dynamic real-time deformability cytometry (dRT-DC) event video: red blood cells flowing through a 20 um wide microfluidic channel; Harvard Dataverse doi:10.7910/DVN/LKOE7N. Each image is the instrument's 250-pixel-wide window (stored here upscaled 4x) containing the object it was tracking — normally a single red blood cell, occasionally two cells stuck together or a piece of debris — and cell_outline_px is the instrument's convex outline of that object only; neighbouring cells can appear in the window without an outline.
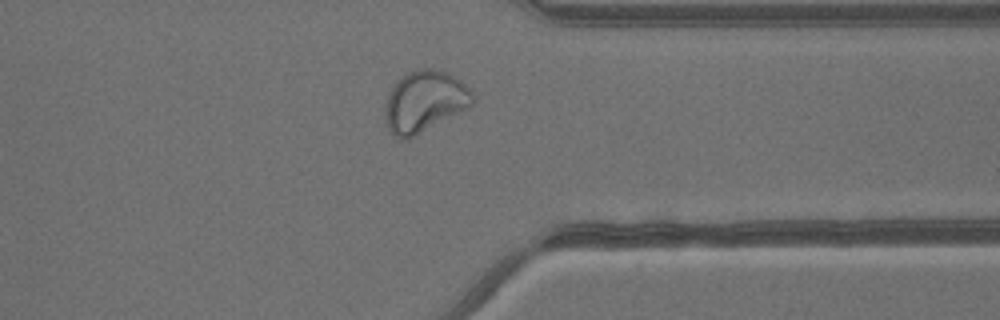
{"species": "common noctule bat (a hibernating species)", "species_latin": "Nyctalus noctula", "temperature_condition": "warm", "stored_images_in_passage": 34, "camera_frame_rate_fps": 3000, "um_per_image_px": 0.085, "animal": {"sex": "male", "body_mass_g": 13.3}, "frame": {"image": 1, "passage_image": 25, "time_ms": 8.0, "image_size_px": [1000, 320], "cell_outline_px": [[476, 96], [472, 104], [468, 108], [408, 140], [404, 140], [396, 136], [388, 128], [384, 116], [384, 108], [388, 92], [400, 76], [404, 72], [420, 68], [432, 68], [448, 72], [456, 76]], "centroid_in_image_um": [36.07, 8.6], "position_along_channel_um": 375.3, "area_um2": 31.79}}
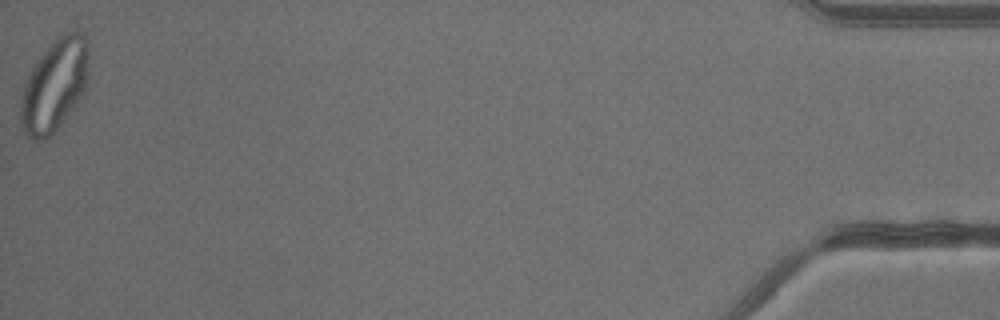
{"frame": {"image": 2, "passage_image": 34, "time_ms": 11.0, "image_size_px": [1000, 320], "cell_outline_px": [[88, 76], [84, 96], [56, 128], [44, 140], [32, 140], [24, 132], [20, 124], [20, 104], [24, 84], [32, 68], [44, 52], [64, 32], [80, 32], [84, 36], [88, 48]], "centroid_in_image_um": [4.64, 7.28], "position_along_channel_um": 430.6, "area_um2": 36.18}}